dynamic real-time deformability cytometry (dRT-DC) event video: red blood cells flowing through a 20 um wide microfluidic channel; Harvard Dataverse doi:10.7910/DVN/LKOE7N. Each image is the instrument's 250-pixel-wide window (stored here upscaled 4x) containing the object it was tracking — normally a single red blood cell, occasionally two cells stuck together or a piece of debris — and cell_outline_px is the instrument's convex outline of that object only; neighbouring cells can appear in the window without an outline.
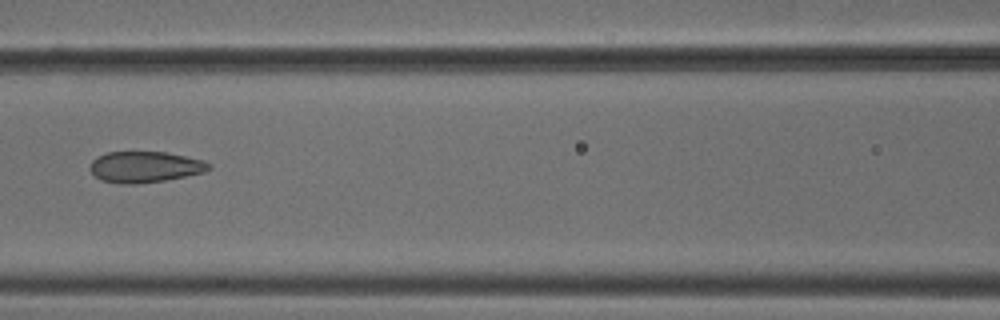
{"species": "common noctule bat (a hibernating species)", "species_latin": "Nyctalus noctula", "temperature_condition": "cold", "stored_images_in_passage": 7, "camera_frame_rate_fps": 3000, "um_per_image_px": 0.085, "animal": {"sex": "male", "body_mass_g": 18.8}, "frame": {"image": 1, "passage_image": 6, "time_ms": 1.667, "image_size_px": [1000, 320], "cell_outline_px": [[212, 168], [204, 172], [164, 180], [136, 184], [120, 184], [100, 180], [88, 168], [92, 160], [96, 156], [108, 152], [164, 152], [204, 160], [212, 164]], "centroid_in_image_um": [12.3, 14.19], "position_along_channel_um": 154.3, "area_um2": 21.56}}
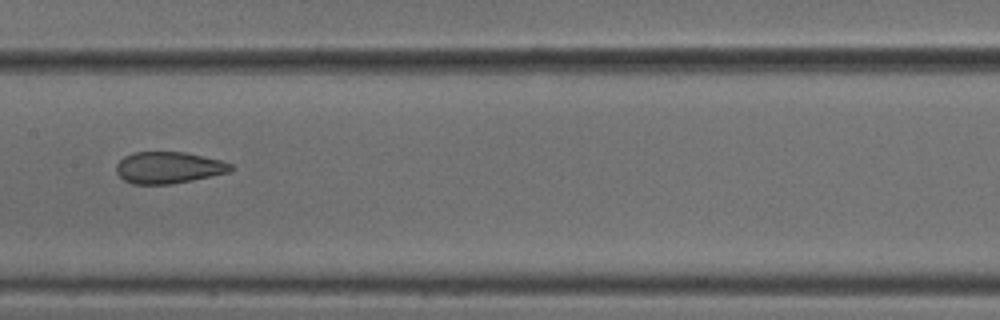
{"frame": {"image": 2, "passage_image": 7, "time_ms": 2.0, "image_size_px": [1000, 320], "cell_outline_px": [[236, 168], [228, 172], [192, 180], [172, 184], [132, 184], [124, 180], [116, 172], [116, 164], [124, 156], [136, 152], [184, 152], [220, 160], [232, 164]], "centroid_in_image_um": [14.32, 14.25], "position_along_channel_um": 193.1, "area_um2": 21.04}}